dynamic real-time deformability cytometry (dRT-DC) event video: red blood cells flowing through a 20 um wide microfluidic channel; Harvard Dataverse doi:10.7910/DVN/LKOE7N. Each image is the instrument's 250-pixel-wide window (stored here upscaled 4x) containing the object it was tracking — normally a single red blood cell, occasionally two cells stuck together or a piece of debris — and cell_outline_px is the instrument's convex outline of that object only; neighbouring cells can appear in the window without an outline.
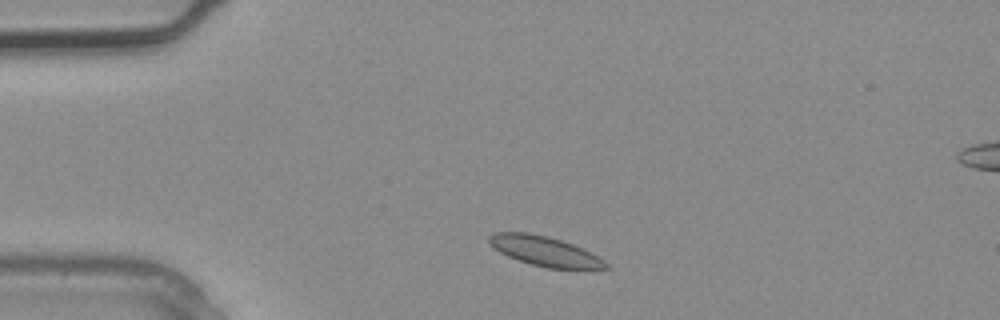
{"species": "common noctule bat (a hibernating species)", "species_latin": "Nyctalus noctula", "temperature_condition": "warm", "stored_images_in_passage": 2, "segment_of_instrument_passage": [1, 2], "camera_frame_rate_fps": 3000, "um_per_image_px": 0.085, "animal": {"sex": "male", "body_mass_g": 20.4}, "frame": {"image": 1, "passage_image": 1, "time_ms": 0.0, "image_size_px": [1000, 320], "cell_outline_px": [[612, 268], [548, 268], [532, 264], [508, 256], [492, 248], [488, 244], [488, 236], [496, 232], [528, 232], [548, 236], [572, 244], [604, 260]], "centroid_in_image_um": [46.23, 21.33], "position_along_channel_um": 38.8, "area_um2": 19.88}}